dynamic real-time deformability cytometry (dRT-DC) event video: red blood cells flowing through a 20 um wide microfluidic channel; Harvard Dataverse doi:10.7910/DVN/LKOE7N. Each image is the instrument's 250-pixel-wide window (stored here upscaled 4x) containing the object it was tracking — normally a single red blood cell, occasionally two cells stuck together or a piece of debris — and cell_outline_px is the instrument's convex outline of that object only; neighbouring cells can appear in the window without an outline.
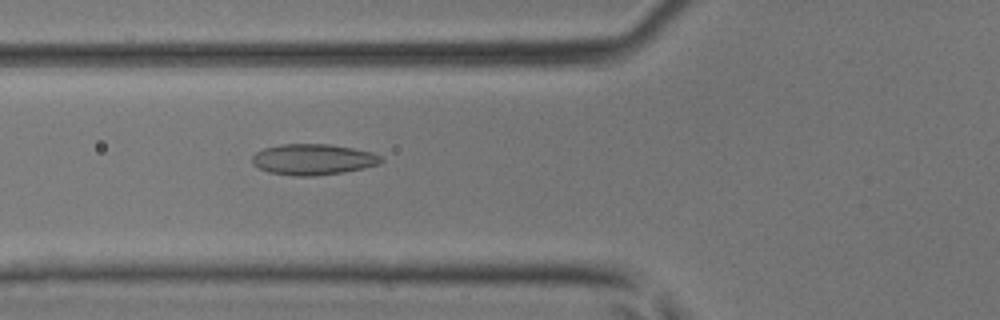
{"species": "common noctule bat (a hibernating species)", "species_latin": "Nyctalus noctula", "temperature_condition": "room temperature", "stored_images_in_passage": 26, "camera_frame_rate_fps": 3000, "um_per_image_px": 0.085, "animal": {"sex": "male", "body_mass_g": 17.9, "forearm_length_mm": 54.2}, "frame": {"image": 1, "passage_image": 5, "time_ms": 1.333, "image_size_px": [1000, 320], "cell_outline_px": [[384, 160], [380, 164], [364, 168], [344, 172], [316, 176], [296, 176], [268, 172], [252, 164], [252, 156], [256, 152], [264, 148], [280, 144], [328, 144], [352, 148], [372, 152], [380, 156]], "centroid_in_image_um": [26.61, 13.55], "position_along_channel_um": 99.2, "area_um2": 23.29}}
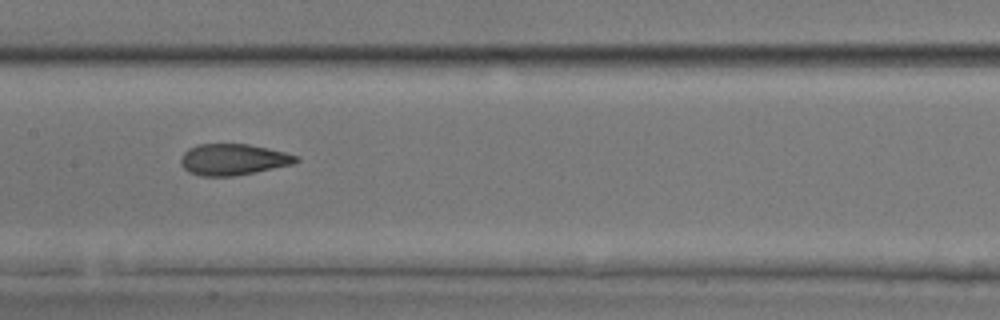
{"frame": {"image": 2, "passage_image": 11, "time_ms": 3.333, "image_size_px": [1000, 320], "cell_outline_px": [[300, 160], [292, 164], [236, 176], [200, 176], [188, 172], [180, 164], [180, 156], [188, 148], [200, 144], [248, 144], [268, 148], [300, 156]], "centroid_in_image_um": [19.8, 13.56], "position_along_channel_um": 187.6, "area_um2": 21.1}}
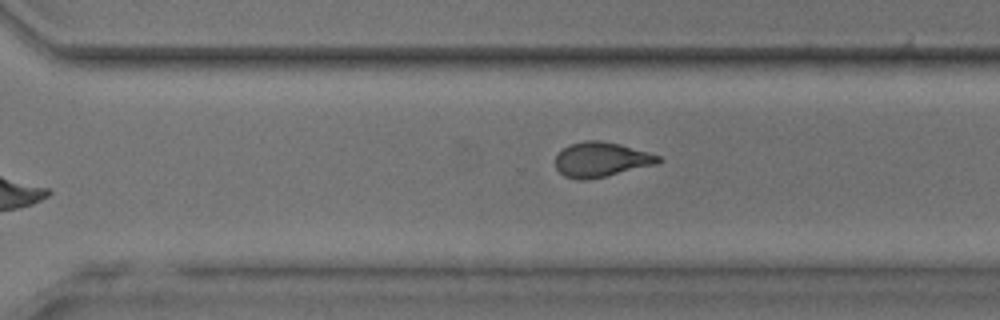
{"frame": {"image": 3, "passage_image": 20, "time_ms": 6.333, "image_size_px": [1000, 320], "cell_outline_px": [[664, 160], [656, 164], [588, 180], [576, 180], [564, 176], [556, 168], [556, 156], [564, 148], [572, 144], [584, 140], [600, 140], [620, 144], [648, 152], [660, 156]], "centroid_in_image_um": [51.1, 13.56], "position_along_channel_um": 319.5, "area_um2": 20.75}}